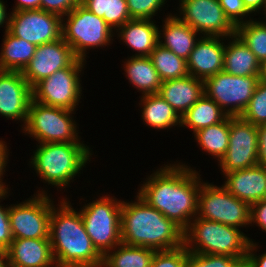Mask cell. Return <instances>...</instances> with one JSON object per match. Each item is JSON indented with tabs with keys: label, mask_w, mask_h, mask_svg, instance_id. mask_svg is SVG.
I'll use <instances>...</instances> for the list:
<instances>
[{
	"label": "cell",
	"mask_w": 266,
	"mask_h": 267,
	"mask_svg": "<svg viewBox=\"0 0 266 267\" xmlns=\"http://www.w3.org/2000/svg\"><path fill=\"white\" fill-rule=\"evenodd\" d=\"M81 4L113 29L131 19L126 0H83Z\"/></svg>",
	"instance_id": "32"
},
{
	"label": "cell",
	"mask_w": 266,
	"mask_h": 267,
	"mask_svg": "<svg viewBox=\"0 0 266 267\" xmlns=\"http://www.w3.org/2000/svg\"><path fill=\"white\" fill-rule=\"evenodd\" d=\"M249 239L239 228L197 216L184 231V245L187 250L198 254L246 258L250 241H252Z\"/></svg>",
	"instance_id": "4"
},
{
	"label": "cell",
	"mask_w": 266,
	"mask_h": 267,
	"mask_svg": "<svg viewBox=\"0 0 266 267\" xmlns=\"http://www.w3.org/2000/svg\"><path fill=\"white\" fill-rule=\"evenodd\" d=\"M149 57L162 82L189 75L187 61L160 44L156 46Z\"/></svg>",
	"instance_id": "31"
},
{
	"label": "cell",
	"mask_w": 266,
	"mask_h": 267,
	"mask_svg": "<svg viewBox=\"0 0 266 267\" xmlns=\"http://www.w3.org/2000/svg\"><path fill=\"white\" fill-rule=\"evenodd\" d=\"M8 266L7 250L0 248V267Z\"/></svg>",
	"instance_id": "48"
},
{
	"label": "cell",
	"mask_w": 266,
	"mask_h": 267,
	"mask_svg": "<svg viewBox=\"0 0 266 267\" xmlns=\"http://www.w3.org/2000/svg\"><path fill=\"white\" fill-rule=\"evenodd\" d=\"M227 117L220 106L204 94L181 116V126H188L195 133L202 128L220 123Z\"/></svg>",
	"instance_id": "28"
},
{
	"label": "cell",
	"mask_w": 266,
	"mask_h": 267,
	"mask_svg": "<svg viewBox=\"0 0 266 267\" xmlns=\"http://www.w3.org/2000/svg\"><path fill=\"white\" fill-rule=\"evenodd\" d=\"M128 80L143 91V95L157 94L162 81L149 56H132L124 65Z\"/></svg>",
	"instance_id": "26"
},
{
	"label": "cell",
	"mask_w": 266,
	"mask_h": 267,
	"mask_svg": "<svg viewBox=\"0 0 266 267\" xmlns=\"http://www.w3.org/2000/svg\"><path fill=\"white\" fill-rule=\"evenodd\" d=\"M5 32L4 46L0 53V70L22 72L34 56L37 46L15 37L8 30Z\"/></svg>",
	"instance_id": "25"
},
{
	"label": "cell",
	"mask_w": 266,
	"mask_h": 267,
	"mask_svg": "<svg viewBox=\"0 0 266 267\" xmlns=\"http://www.w3.org/2000/svg\"><path fill=\"white\" fill-rule=\"evenodd\" d=\"M6 250L8 265L17 267H50L56 264L49 238L13 239Z\"/></svg>",
	"instance_id": "20"
},
{
	"label": "cell",
	"mask_w": 266,
	"mask_h": 267,
	"mask_svg": "<svg viewBox=\"0 0 266 267\" xmlns=\"http://www.w3.org/2000/svg\"><path fill=\"white\" fill-rule=\"evenodd\" d=\"M137 201V202H136ZM134 203L122 201L121 240L123 244L160 250L184 245V231L172 220L137 195Z\"/></svg>",
	"instance_id": "3"
},
{
	"label": "cell",
	"mask_w": 266,
	"mask_h": 267,
	"mask_svg": "<svg viewBox=\"0 0 266 267\" xmlns=\"http://www.w3.org/2000/svg\"><path fill=\"white\" fill-rule=\"evenodd\" d=\"M118 250L107 252L103 256L102 267H150L156 250L123 244L118 245Z\"/></svg>",
	"instance_id": "29"
},
{
	"label": "cell",
	"mask_w": 266,
	"mask_h": 267,
	"mask_svg": "<svg viewBox=\"0 0 266 267\" xmlns=\"http://www.w3.org/2000/svg\"><path fill=\"white\" fill-rule=\"evenodd\" d=\"M251 206L227 191L223 186L201 184L197 217L240 228L250 225Z\"/></svg>",
	"instance_id": "9"
},
{
	"label": "cell",
	"mask_w": 266,
	"mask_h": 267,
	"mask_svg": "<svg viewBox=\"0 0 266 267\" xmlns=\"http://www.w3.org/2000/svg\"><path fill=\"white\" fill-rule=\"evenodd\" d=\"M180 18L196 32L209 37H232L236 26L224 13L218 0H181Z\"/></svg>",
	"instance_id": "15"
},
{
	"label": "cell",
	"mask_w": 266,
	"mask_h": 267,
	"mask_svg": "<svg viewBox=\"0 0 266 267\" xmlns=\"http://www.w3.org/2000/svg\"><path fill=\"white\" fill-rule=\"evenodd\" d=\"M42 193L26 202L9 206V219L13 239L49 238L51 199Z\"/></svg>",
	"instance_id": "12"
},
{
	"label": "cell",
	"mask_w": 266,
	"mask_h": 267,
	"mask_svg": "<svg viewBox=\"0 0 266 267\" xmlns=\"http://www.w3.org/2000/svg\"><path fill=\"white\" fill-rule=\"evenodd\" d=\"M7 194V190L0 191V199L5 197ZM12 240L13 236L9 219V207L4 208V206H0V248L7 249Z\"/></svg>",
	"instance_id": "39"
},
{
	"label": "cell",
	"mask_w": 266,
	"mask_h": 267,
	"mask_svg": "<svg viewBox=\"0 0 266 267\" xmlns=\"http://www.w3.org/2000/svg\"><path fill=\"white\" fill-rule=\"evenodd\" d=\"M220 42V37L198 38L187 60L189 75L205 80L223 71L225 45Z\"/></svg>",
	"instance_id": "18"
},
{
	"label": "cell",
	"mask_w": 266,
	"mask_h": 267,
	"mask_svg": "<svg viewBox=\"0 0 266 267\" xmlns=\"http://www.w3.org/2000/svg\"><path fill=\"white\" fill-rule=\"evenodd\" d=\"M166 0H126L131 19H148L160 10Z\"/></svg>",
	"instance_id": "37"
},
{
	"label": "cell",
	"mask_w": 266,
	"mask_h": 267,
	"mask_svg": "<svg viewBox=\"0 0 266 267\" xmlns=\"http://www.w3.org/2000/svg\"><path fill=\"white\" fill-rule=\"evenodd\" d=\"M220 5L230 19V21L235 25H239L244 22L242 20L246 14L249 15V11L244 6L243 0H218Z\"/></svg>",
	"instance_id": "38"
},
{
	"label": "cell",
	"mask_w": 266,
	"mask_h": 267,
	"mask_svg": "<svg viewBox=\"0 0 266 267\" xmlns=\"http://www.w3.org/2000/svg\"><path fill=\"white\" fill-rule=\"evenodd\" d=\"M32 88L20 71L0 70V115L27 122Z\"/></svg>",
	"instance_id": "17"
},
{
	"label": "cell",
	"mask_w": 266,
	"mask_h": 267,
	"mask_svg": "<svg viewBox=\"0 0 266 267\" xmlns=\"http://www.w3.org/2000/svg\"><path fill=\"white\" fill-rule=\"evenodd\" d=\"M89 147L83 143H40L31 164L42 179L64 187L89 161Z\"/></svg>",
	"instance_id": "5"
},
{
	"label": "cell",
	"mask_w": 266,
	"mask_h": 267,
	"mask_svg": "<svg viewBox=\"0 0 266 267\" xmlns=\"http://www.w3.org/2000/svg\"><path fill=\"white\" fill-rule=\"evenodd\" d=\"M219 163L224 174L258 165L257 125L230 116L229 146Z\"/></svg>",
	"instance_id": "13"
},
{
	"label": "cell",
	"mask_w": 266,
	"mask_h": 267,
	"mask_svg": "<svg viewBox=\"0 0 266 267\" xmlns=\"http://www.w3.org/2000/svg\"><path fill=\"white\" fill-rule=\"evenodd\" d=\"M259 81V75L234 76L221 71L204 80V92L228 116L240 117L247 108Z\"/></svg>",
	"instance_id": "10"
},
{
	"label": "cell",
	"mask_w": 266,
	"mask_h": 267,
	"mask_svg": "<svg viewBox=\"0 0 266 267\" xmlns=\"http://www.w3.org/2000/svg\"><path fill=\"white\" fill-rule=\"evenodd\" d=\"M198 175L184 164L165 165L142 184L138 195L185 231L197 216Z\"/></svg>",
	"instance_id": "1"
},
{
	"label": "cell",
	"mask_w": 266,
	"mask_h": 267,
	"mask_svg": "<svg viewBox=\"0 0 266 267\" xmlns=\"http://www.w3.org/2000/svg\"><path fill=\"white\" fill-rule=\"evenodd\" d=\"M258 132V165L266 167V124L257 126Z\"/></svg>",
	"instance_id": "42"
},
{
	"label": "cell",
	"mask_w": 266,
	"mask_h": 267,
	"mask_svg": "<svg viewBox=\"0 0 266 267\" xmlns=\"http://www.w3.org/2000/svg\"><path fill=\"white\" fill-rule=\"evenodd\" d=\"M72 110L47 106L31 100L24 131L39 143H81L76 133Z\"/></svg>",
	"instance_id": "7"
},
{
	"label": "cell",
	"mask_w": 266,
	"mask_h": 267,
	"mask_svg": "<svg viewBox=\"0 0 266 267\" xmlns=\"http://www.w3.org/2000/svg\"><path fill=\"white\" fill-rule=\"evenodd\" d=\"M7 13H6V9H5V4H3V2L0 0V26H2L3 23H6V30H8V27H9V19L7 16ZM8 19V21H7ZM6 20V22H5Z\"/></svg>",
	"instance_id": "47"
},
{
	"label": "cell",
	"mask_w": 266,
	"mask_h": 267,
	"mask_svg": "<svg viewBox=\"0 0 266 267\" xmlns=\"http://www.w3.org/2000/svg\"><path fill=\"white\" fill-rule=\"evenodd\" d=\"M7 146L4 141L0 140V191L7 190L8 188L3 184L1 177L3 176V172H5L8 152Z\"/></svg>",
	"instance_id": "44"
},
{
	"label": "cell",
	"mask_w": 266,
	"mask_h": 267,
	"mask_svg": "<svg viewBox=\"0 0 266 267\" xmlns=\"http://www.w3.org/2000/svg\"><path fill=\"white\" fill-rule=\"evenodd\" d=\"M264 201H266V192H265V195H264V198H263Z\"/></svg>",
	"instance_id": "50"
},
{
	"label": "cell",
	"mask_w": 266,
	"mask_h": 267,
	"mask_svg": "<svg viewBox=\"0 0 266 267\" xmlns=\"http://www.w3.org/2000/svg\"><path fill=\"white\" fill-rule=\"evenodd\" d=\"M115 30H120L121 40L138 52L135 56H149L159 44V30L152 20L130 19Z\"/></svg>",
	"instance_id": "22"
},
{
	"label": "cell",
	"mask_w": 266,
	"mask_h": 267,
	"mask_svg": "<svg viewBox=\"0 0 266 267\" xmlns=\"http://www.w3.org/2000/svg\"><path fill=\"white\" fill-rule=\"evenodd\" d=\"M243 1H244V6L250 13L255 12L261 8H265L264 10L266 12V0H243Z\"/></svg>",
	"instance_id": "46"
},
{
	"label": "cell",
	"mask_w": 266,
	"mask_h": 267,
	"mask_svg": "<svg viewBox=\"0 0 266 267\" xmlns=\"http://www.w3.org/2000/svg\"><path fill=\"white\" fill-rule=\"evenodd\" d=\"M121 205V201L105 195L80 210L86 232L102 256L122 242Z\"/></svg>",
	"instance_id": "6"
},
{
	"label": "cell",
	"mask_w": 266,
	"mask_h": 267,
	"mask_svg": "<svg viewBox=\"0 0 266 267\" xmlns=\"http://www.w3.org/2000/svg\"><path fill=\"white\" fill-rule=\"evenodd\" d=\"M259 78L260 80L266 81V59L260 63Z\"/></svg>",
	"instance_id": "49"
},
{
	"label": "cell",
	"mask_w": 266,
	"mask_h": 267,
	"mask_svg": "<svg viewBox=\"0 0 266 267\" xmlns=\"http://www.w3.org/2000/svg\"><path fill=\"white\" fill-rule=\"evenodd\" d=\"M231 39L225 46L223 71L234 76L259 75L260 62L256 56L236 34Z\"/></svg>",
	"instance_id": "24"
},
{
	"label": "cell",
	"mask_w": 266,
	"mask_h": 267,
	"mask_svg": "<svg viewBox=\"0 0 266 267\" xmlns=\"http://www.w3.org/2000/svg\"><path fill=\"white\" fill-rule=\"evenodd\" d=\"M246 258L226 255L198 254L188 251L186 267H245Z\"/></svg>",
	"instance_id": "35"
},
{
	"label": "cell",
	"mask_w": 266,
	"mask_h": 267,
	"mask_svg": "<svg viewBox=\"0 0 266 267\" xmlns=\"http://www.w3.org/2000/svg\"><path fill=\"white\" fill-rule=\"evenodd\" d=\"M229 128L230 116L220 123L198 130L194 137L204 151L220 161L229 146Z\"/></svg>",
	"instance_id": "30"
},
{
	"label": "cell",
	"mask_w": 266,
	"mask_h": 267,
	"mask_svg": "<svg viewBox=\"0 0 266 267\" xmlns=\"http://www.w3.org/2000/svg\"><path fill=\"white\" fill-rule=\"evenodd\" d=\"M223 187L236 198L250 206L263 200L266 192V167L256 165L250 168L226 173Z\"/></svg>",
	"instance_id": "19"
},
{
	"label": "cell",
	"mask_w": 266,
	"mask_h": 267,
	"mask_svg": "<svg viewBox=\"0 0 266 267\" xmlns=\"http://www.w3.org/2000/svg\"><path fill=\"white\" fill-rule=\"evenodd\" d=\"M250 222L257 223L266 232V201L261 200L251 205Z\"/></svg>",
	"instance_id": "41"
},
{
	"label": "cell",
	"mask_w": 266,
	"mask_h": 267,
	"mask_svg": "<svg viewBox=\"0 0 266 267\" xmlns=\"http://www.w3.org/2000/svg\"><path fill=\"white\" fill-rule=\"evenodd\" d=\"M256 246H257L256 243H253V241H250L248 253H247V257L245 261V267H266V253L259 255V256L255 255L253 251L255 250Z\"/></svg>",
	"instance_id": "43"
},
{
	"label": "cell",
	"mask_w": 266,
	"mask_h": 267,
	"mask_svg": "<svg viewBox=\"0 0 266 267\" xmlns=\"http://www.w3.org/2000/svg\"><path fill=\"white\" fill-rule=\"evenodd\" d=\"M71 207L66 199L60 209L52 207L49 239L55 267H102L103 256L87 234L80 212Z\"/></svg>",
	"instance_id": "2"
},
{
	"label": "cell",
	"mask_w": 266,
	"mask_h": 267,
	"mask_svg": "<svg viewBox=\"0 0 266 267\" xmlns=\"http://www.w3.org/2000/svg\"><path fill=\"white\" fill-rule=\"evenodd\" d=\"M236 35L261 63L266 59V23L248 20L236 26Z\"/></svg>",
	"instance_id": "33"
},
{
	"label": "cell",
	"mask_w": 266,
	"mask_h": 267,
	"mask_svg": "<svg viewBox=\"0 0 266 267\" xmlns=\"http://www.w3.org/2000/svg\"><path fill=\"white\" fill-rule=\"evenodd\" d=\"M65 16L67 23L63 20L62 38L78 59L85 60L86 49L110 43L112 28L103 18L89 11L81 3Z\"/></svg>",
	"instance_id": "8"
},
{
	"label": "cell",
	"mask_w": 266,
	"mask_h": 267,
	"mask_svg": "<svg viewBox=\"0 0 266 267\" xmlns=\"http://www.w3.org/2000/svg\"><path fill=\"white\" fill-rule=\"evenodd\" d=\"M188 250L185 245L171 250L155 251L150 267H186Z\"/></svg>",
	"instance_id": "36"
},
{
	"label": "cell",
	"mask_w": 266,
	"mask_h": 267,
	"mask_svg": "<svg viewBox=\"0 0 266 267\" xmlns=\"http://www.w3.org/2000/svg\"><path fill=\"white\" fill-rule=\"evenodd\" d=\"M13 11L41 9V0H18Z\"/></svg>",
	"instance_id": "45"
},
{
	"label": "cell",
	"mask_w": 266,
	"mask_h": 267,
	"mask_svg": "<svg viewBox=\"0 0 266 267\" xmlns=\"http://www.w3.org/2000/svg\"><path fill=\"white\" fill-rule=\"evenodd\" d=\"M79 3L78 0H41V9L63 18Z\"/></svg>",
	"instance_id": "40"
},
{
	"label": "cell",
	"mask_w": 266,
	"mask_h": 267,
	"mask_svg": "<svg viewBox=\"0 0 266 267\" xmlns=\"http://www.w3.org/2000/svg\"><path fill=\"white\" fill-rule=\"evenodd\" d=\"M142 98L144 107L142 119L150 127L166 129L176 125L181 126L180 115L158 93L143 95Z\"/></svg>",
	"instance_id": "27"
},
{
	"label": "cell",
	"mask_w": 266,
	"mask_h": 267,
	"mask_svg": "<svg viewBox=\"0 0 266 267\" xmlns=\"http://www.w3.org/2000/svg\"><path fill=\"white\" fill-rule=\"evenodd\" d=\"M84 60L77 59L72 65L54 72L32 88L33 100L47 105L74 111L81 98L78 76Z\"/></svg>",
	"instance_id": "11"
},
{
	"label": "cell",
	"mask_w": 266,
	"mask_h": 267,
	"mask_svg": "<svg viewBox=\"0 0 266 267\" xmlns=\"http://www.w3.org/2000/svg\"><path fill=\"white\" fill-rule=\"evenodd\" d=\"M163 28V41L161 39V31H159V44L164 48L171 50L178 57L188 60L191 51L198 40H196V32L189 25L183 22L180 17L170 16L165 18Z\"/></svg>",
	"instance_id": "23"
},
{
	"label": "cell",
	"mask_w": 266,
	"mask_h": 267,
	"mask_svg": "<svg viewBox=\"0 0 266 267\" xmlns=\"http://www.w3.org/2000/svg\"><path fill=\"white\" fill-rule=\"evenodd\" d=\"M77 56L63 38L37 46L34 56L22 71L23 77L33 88L54 72L72 65Z\"/></svg>",
	"instance_id": "16"
},
{
	"label": "cell",
	"mask_w": 266,
	"mask_h": 267,
	"mask_svg": "<svg viewBox=\"0 0 266 267\" xmlns=\"http://www.w3.org/2000/svg\"><path fill=\"white\" fill-rule=\"evenodd\" d=\"M158 94L165 99L180 117L204 94V80L187 75L163 81Z\"/></svg>",
	"instance_id": "21"
},
{
	"label": "cell",
	"mask_w": 266,
	"mask_h": 267,
	"mask_svg": "<svg viewBox=\"0 0 266 267\" xmlns=\"http://www.w3.org/2000/svg\"><path fill=\"white\" fill-rule=\"evenodd\" d=\"M240 117L257 126L266 124V81H259L247 108Z\"/></svg>",
	"instance_id": "34"
},
{
	"label": "cell",
	"mask_w": 266,
	"mask_h": 267,
	"mask_svg": "<svg viewBox=\"0 0 266 267\" xmlns=\"http://www.w3.org/2000/svg\"><path fill=\"white\" fill-rule=\"evenodd\" d=\"M8 31L36 46L62 38L63 18L44 11L21 10L9 15Z\"/></svg>",
	"instance_id": "14"
}]
</instances>
